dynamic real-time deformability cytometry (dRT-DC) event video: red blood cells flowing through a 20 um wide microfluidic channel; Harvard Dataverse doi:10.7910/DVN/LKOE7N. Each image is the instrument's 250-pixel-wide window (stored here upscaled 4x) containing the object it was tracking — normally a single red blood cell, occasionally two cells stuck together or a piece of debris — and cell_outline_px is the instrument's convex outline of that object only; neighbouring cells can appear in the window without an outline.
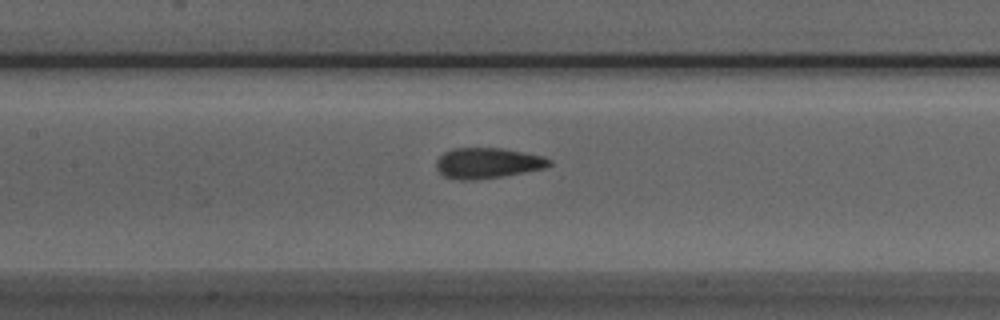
{"species": "Egyptian fruit bat (a non-hibernating species)", "species_latin": "Rousettus aegyptiacus", "temperature_condition": "room temperature", "stored_images_in_passage": 32, "camera_frame_rate_fps": 3000, "um_per_image_px": 0.085, "animal": {"sex": "male"}, "frame": {"image": 1, "passage_image": 8, "time_ms": 2.333, "image_size_px": [1000, 320], "cell_outline_px": [[552, 164], [544, 168], [500, 176], [476, 180], [460, 180], [444, 176], [436, 168], [436, 160], [444, 152], [452, 148], [504, 148], [544, 156], [552, 160]], "centroid_in_image_um": [41.44, 13.85], "position_along_channel_um": 166.0, "area_um2": 20.11}}
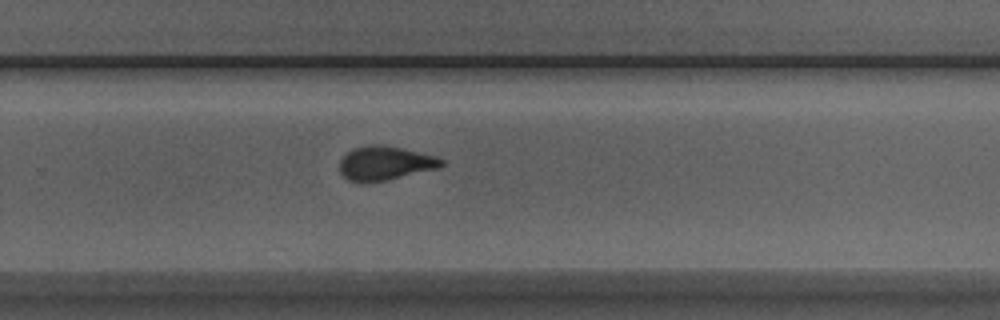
{"frame": {"image": 2, "passage_image": 18, "time_ms": 5.667, "image_size_px": [1000, 320], "cell_outline_px": [[444, 164], [436, 168], [384, 180], [348, 180], [340, 172], [340, 160], [352, 148], [368, 144], [384, 144], [440, 156], [444, 160]], "centroid_in_image_um": [32.76, 13.81], "position_along_channel_um": 297.0, "area_um2": 19.83}}
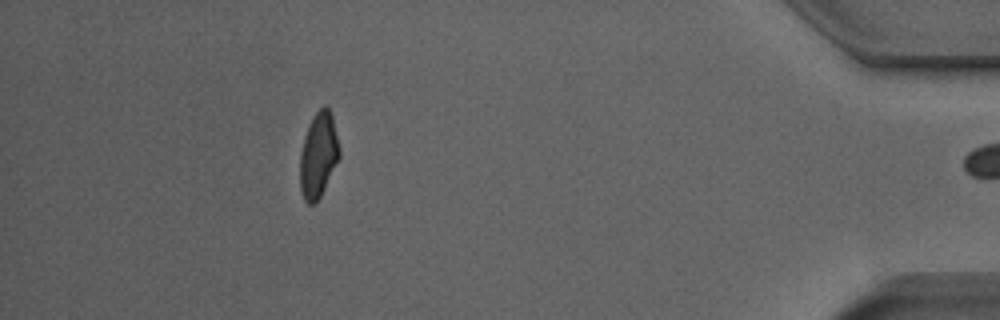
{"frame": {"image": 3, "passage_image": 31, "time_ms": 10.0, "image_size_px": [1000, 320], "cell_outline_px": [[340, 156], [316, 204], [308, 204], [304, 200], [300, 188], [300, 152], [304, 136], [308, 124], [312, 116], [324, 104], [328, 108], [332, 116], [340, 148]], "centroid_in_image_um": [27.05, 13.17], "position_along_channel_um": 408.2, "area_um2": 19.59}}